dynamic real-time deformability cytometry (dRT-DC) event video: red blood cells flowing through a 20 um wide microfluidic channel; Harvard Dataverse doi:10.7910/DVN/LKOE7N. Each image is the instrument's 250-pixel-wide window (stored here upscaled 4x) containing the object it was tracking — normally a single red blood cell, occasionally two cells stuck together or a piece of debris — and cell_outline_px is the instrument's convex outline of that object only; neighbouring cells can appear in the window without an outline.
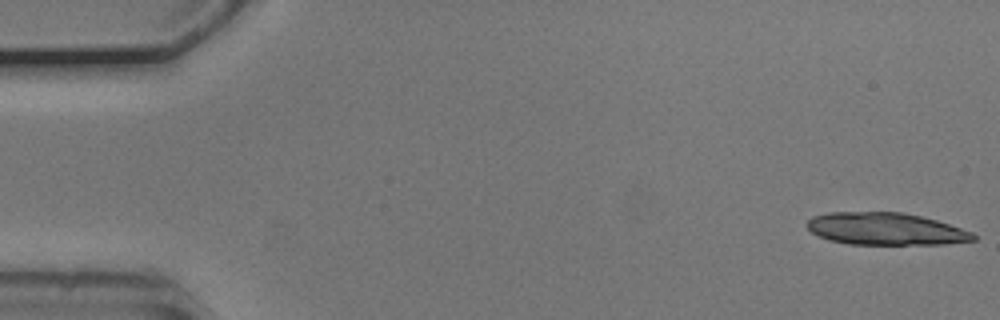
{"species": "common noctule bat (a hibernating species)", "species_latin": "Nyctalus noctula", "temperature_condition": "cold", "stored_images_in_passage": 40, "camera_frame_rate_fps": 3000, "um_per_image_px": 0.085, "animal": {"sex": "male", "body_mass_g": 20.5, "forearm_length_mm": 52.5}, "frame": {"image": 1, "passage_image": 1, "time_ms": 0.0, "image_size_px": [1000, 320], "cell_outline_px": [[976, 240], [944, 244], [848, 244], [828, 240], [812, 232], [808, 228], [808, 220], [812, 216], [828, 212], [904, 212], [936, 220], [972, 232], [976, 236]], "centroid_in_image_um": [75.27, 19.45], "position_along_channel_um": 9.7, "area_um2": 31.15}}